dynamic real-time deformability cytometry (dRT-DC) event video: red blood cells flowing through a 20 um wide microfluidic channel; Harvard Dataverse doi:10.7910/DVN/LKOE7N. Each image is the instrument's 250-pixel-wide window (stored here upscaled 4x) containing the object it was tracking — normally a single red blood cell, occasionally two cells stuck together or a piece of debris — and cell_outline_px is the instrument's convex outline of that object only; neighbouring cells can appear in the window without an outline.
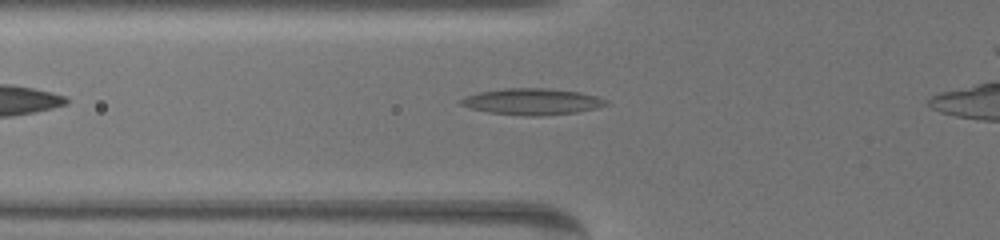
{"species": "common noctule bat (a hibernating species)", "species_latin": "Nyctalus noctula", "temperature_condition": "warm", "stored_images_in_passage": 35, "camera_frame_rate_fps": 3000, "um_per_image_px": 0.085, "animal": {"sex": "female", "body_mass_g": 19.5, "forearm_length_mm": 54.1}, "frame": {"image": 1, "passage_image": 2, "time_ms": 0.333, "image_size_px": [1000, 240], "cell_outline_px": [[608, 104], [596, 108], [576, 112], [540, 116], [524, 116], [488, 112], [472, 108], [460, 104], [460, 100], [468, 96], [480, 92], [504, 88], [544, 88], [580, 92], [596, 96], [608, 100]], "centroid_in_image_um": [45.26, 8.64], "position_along_channel_um": 80.5, "area_um2": 22.08}}
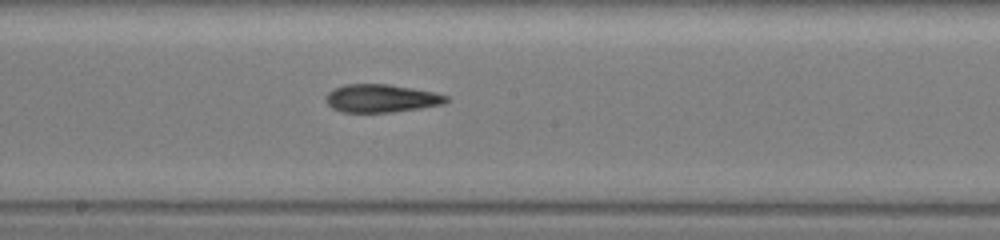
{"frame": {"image": 2, "passage_image": 14, "time_ms": 4.333, "image_size_px": [1000, 240], "cell_outline_px": [[448, 100], [444, 104], [420, 108], [392, 112], [340, 112], [332, 108], [328, 104], [328, 92], [344, 84], [388, 84], [412, 88], [432, 92], [448, 96]], "centroid_in_image_um": [32.42, 8.36], "position_along_channel_um": 215.8, "area_um2": 19.42}}
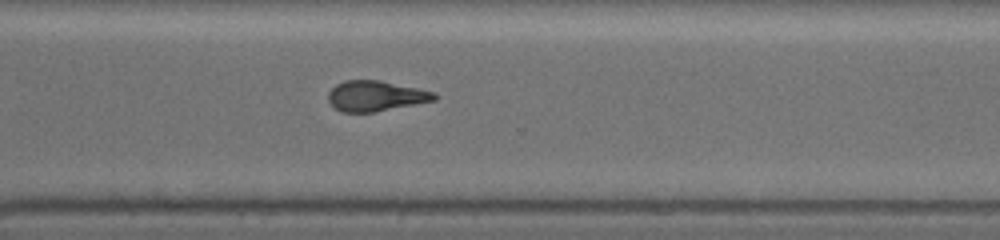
{"frame": {"image": 3, "passage_image": 25, "time_ms": 8.0, "image_size_px": [1000, 240], "cell_outline_px": [[440, 96], [436, 100], [372, 112], [344, 112], [336, 108], [328, 100], [328, 92], [336, 84], [344, 80], [380, 80], [436, 92]], "centroid_in_image_um": [31.96, 8.14], "position_along_channel_um": 338.6, "area_um2": 18.73}}